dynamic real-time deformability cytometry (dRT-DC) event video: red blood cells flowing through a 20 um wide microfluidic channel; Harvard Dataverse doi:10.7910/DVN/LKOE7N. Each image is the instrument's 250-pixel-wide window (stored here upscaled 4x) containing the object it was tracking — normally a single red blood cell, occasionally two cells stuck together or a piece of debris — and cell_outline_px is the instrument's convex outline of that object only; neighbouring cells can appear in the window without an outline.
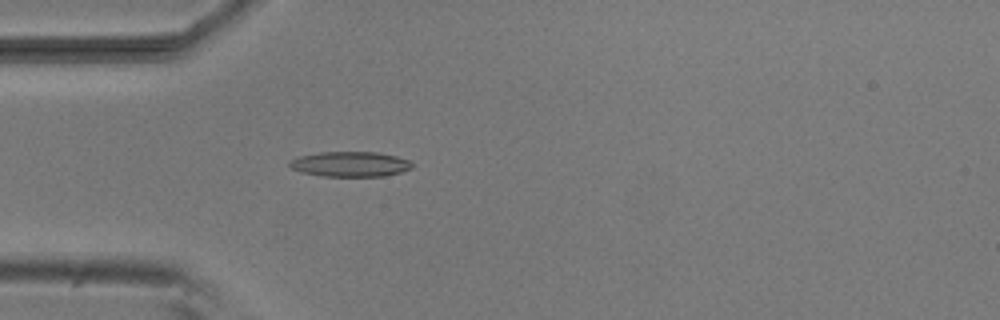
{"species": "common noctule bat (a hibernating species)", "species_latin": "Nyctalus noctula", "temperature_condition": "room temperature", "stored_images_in_passage": 48, "camera_frame_rate_fps": 3000, "um_per_image_px": 0.085, "animal": {"sex": "male", "body_mass_g": 20.5, "forearm_length_mm": 52.5}, "frame": {"image": 1, "passage_image": 11, "time_ms": 3.333, "image_size_px": [1000, 320], "cell_outline_px": [[416, 164], [412, 168], [400, 172], [384, 176], [320, 176], [300, 172], [292, 168], [288, 164], [292, 160], [300, 156], [320, 152], [376, 152], [396, 156], [412, 160]], "centroid_in_image_um": [29.82, 13.95], "position_along_channel_um": 55.2, "area_um2": 18.03}}
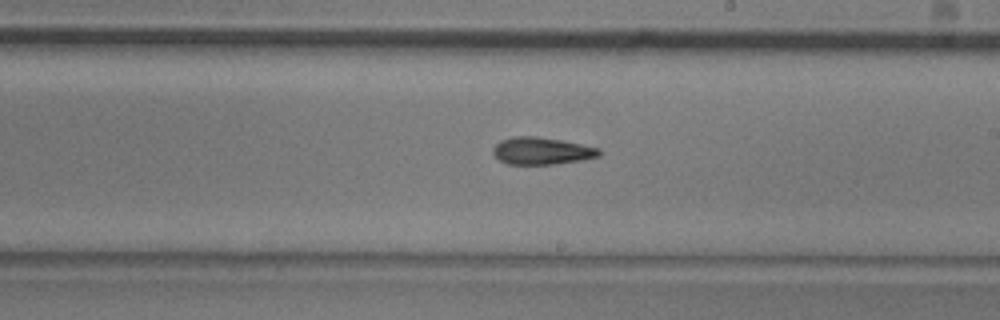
{"frame": {"image": 2, "passage_image": 26, "time_ms": 8.333, "image_size_px": [1000, 320], "cell_outline_px": [[600, 156], [580, 160], [556, 164], [508, 164], [500, 160], [492, 152], [492, 148], [500, 140], [512, 136], [536, 136], [560, 140], [600, 148]], "centroid_in_image_um": [46.02, 12.82], "position_along_channel_um": 243.0, "area_um2": 16.76}}
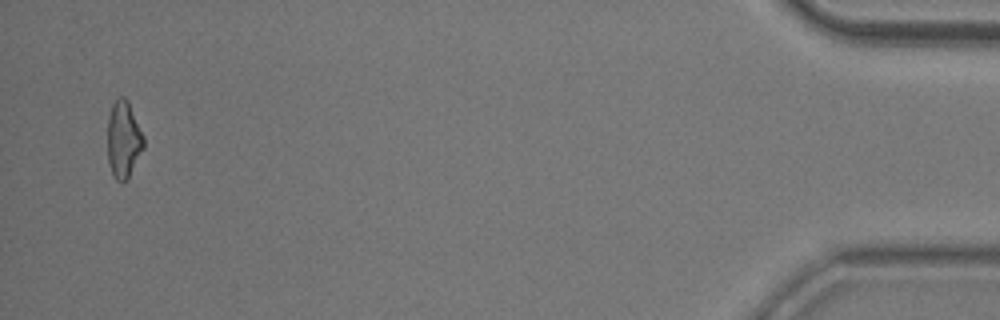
{"frame": {"image": 3, "passage_image": 47, "time_ms": 15.333, "image_size_px": [1000, 320], "cell_outline_px": [[144, 148], [128, 176], [120, 184], [112, 176], [108, 160], [108, 116], [112, 104], [120, 96], [124, 96], [128, 100], [144, 136]], "centroid_in_image_um": [10.49, 11.84], "position_along_channel_um": 424.7, "area_um2": 16.18}, "authors_computed_cell_mechanics": {"area_um2": 16.7042, "velocity_mm_per_s": 3.8459, "shape_relaxation_time_tau1_ms": 3.6767, "shape_relaxation_time_tau2_ms": 5.8072, "deformation_change_tau1": 0.1718, "deformation_change_tau2": 0.1663}}